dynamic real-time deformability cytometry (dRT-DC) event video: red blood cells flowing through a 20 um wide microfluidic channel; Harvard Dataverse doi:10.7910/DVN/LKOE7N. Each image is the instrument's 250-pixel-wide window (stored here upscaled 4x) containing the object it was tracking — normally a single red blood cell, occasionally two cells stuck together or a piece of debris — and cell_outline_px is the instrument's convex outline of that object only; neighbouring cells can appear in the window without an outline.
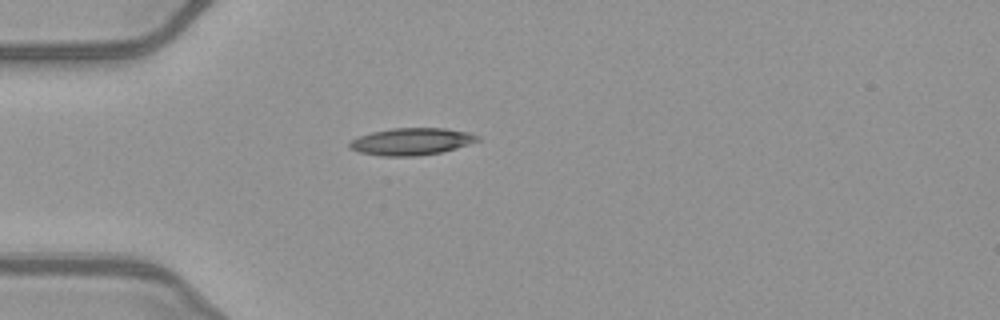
{"species": "common noctule bat (a hibernating species)", "species_latin": "Nyctalus noctula", "temperature_condition": "warm", "stored_images_in_passage": 38, "camera_frame_rate_fps": 3000, "um_per_image_px": 0.085, "animal": {"sex": "female", "body_mass_g": 21.9}, "frame": {"image": 1, "passage_image": 1, "time_ms": 0.0, "image_size_px": [1000, 320], "cell_outline_px": [[480, 140], [456, 148], [440, 152], [416, 156], [380, 156], [360, 152], [348, 148], [348, 144], [352, 140], [360, 136], [372, 132], [392, 128], [444, 128], [468, 132], [480, 136]], "centroid_in_image_um": [34.97, 12.03], "position_along_channel_um": 50.0, "area_um2": 20.11}}
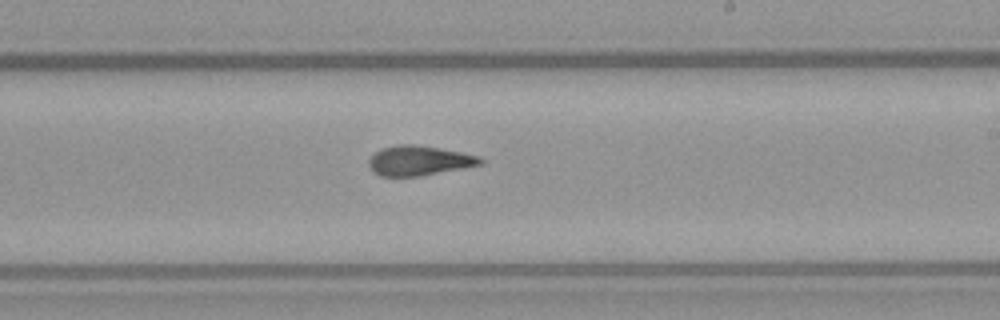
{"frame": {"image": 2, "passage_image": 17, "time_ms": 5.333, "image_size_px": [1000, 320], "cell_outline_px": [[484, 164], [464, 168], [420, 176], [380, 176], [372, 172], [368, 164], [368, 160], [376, 152], [384, 148], [400, 144], [412, 144], [460, 152], [480, 156], [484, 160]], "centroid_in_image_um": [35.63, 13.67], "position_along_channel_um": 253.4, "area_um2": 19.25}}
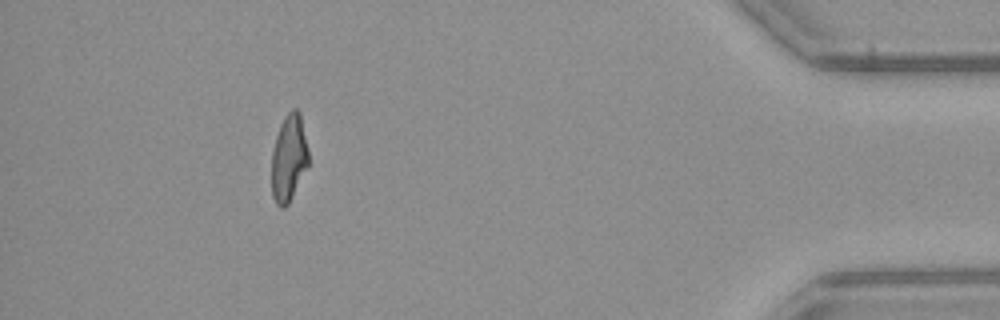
{"frame": {"image": 3, "passage_image": 33, "time_ms": 10.667, "image_size_px": [1000, 320], "cell_outline_px": [[308, 164], [288, 204], [284, 208], [280, 208], [276, 204], [272, 196], [272, 152], [276, 136], [280, 124], [284, 116], [292, 108], [296, 108], [300, 112], [308, 148]], "centroid_in_image_um": [24.54, 13.41], "position_along_channel_um": 410.7, "area_um2": 18.61}, "authors_computed_cell_mechanics": {"area_um2": 19.4497, "velocity_mm_per_s": 4.0503, "shape_relaxation_time_tau1_ms": null, "shape_relaxation_time_tau2_ms": 2.6203, "deformation_change_tau1": null, "deformation_change_tau2": 0.1201}}